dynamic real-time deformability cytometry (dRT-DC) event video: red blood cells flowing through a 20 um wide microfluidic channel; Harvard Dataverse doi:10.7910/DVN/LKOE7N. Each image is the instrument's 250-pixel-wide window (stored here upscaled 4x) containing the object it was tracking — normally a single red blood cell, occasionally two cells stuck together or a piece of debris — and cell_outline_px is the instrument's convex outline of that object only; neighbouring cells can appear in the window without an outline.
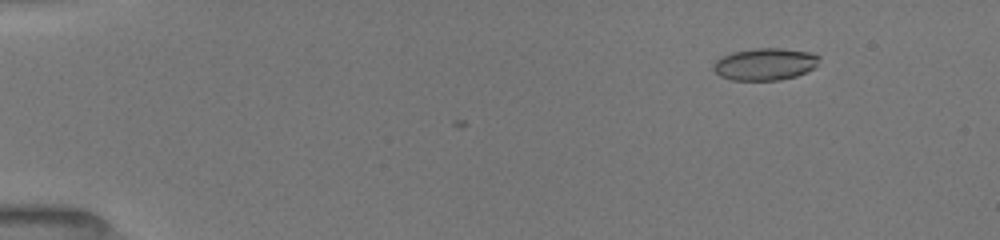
{"species": "common noctule bat (a hibernating species)", "species_latin": "Nyctalus noctula", "temperature_condition": "room temperature", "stored_images_in_passage": 11, "camera_frame_rate_fps": 3000, "um_per_image_px": 0.085, "animal": {"sex": "female", "body_mass_g": 19.5, "forearm_length_mm": 54.1}, "frame": {"image": 1, "passage_image": 1, "time_ms": 0.0, "image_size_px": [1000, 240], "cell_outline_px": [[820, 60], [812, 68], [796, 76], [780, 80], [732, 80], [720, 76], [712, 68], [712, 64], [720, 56], [732, 52], [752, 48], [780, 48], [812, 52], [820, 56]], "centroid_in_image_um": [64.99, 5.44], "position_along_channel_um": 20.0, "area_um2": 19.94}}
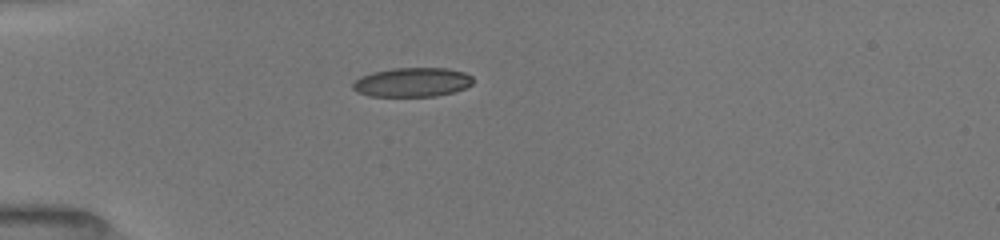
{"frame": {"image": 2, "passage_image": 8, "time_ms": 3.0, "image_size_px": [1000, 240], "cell_outline_px": [[472, 84], [464, 88], [452, 92], [436, 96], [368, 96], [356, 92], [352, 88], [352, 84], [360, 76], [372, 72], [392, 68], [448, 68], [464, 72], [472, 76]], "centroid_in_image_um": [35.01, 6.98], "position_along_channel_um": 50.0, "area_um2": 20.52}}
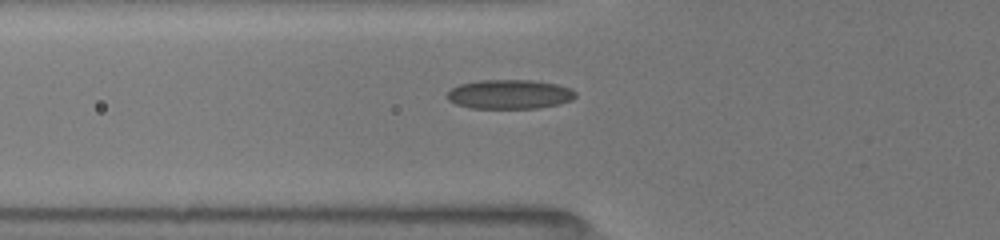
{"frame": {"image": 3, "passage_image": 10, "time_ms": 4.333, "image_size_px": [1000, 240], "cell_outline_px": [[576, 96], [572, 100], [560, 104], [540, 108], [468, 108], [456, 104], [448, 100], [444, 96], [452, 88], [460, 84], [480, 80], [532, 80], [556, 84], [572, 88], [576, 92]], "centroid_in_image_um": [43.32, 8.02], "position_along_channel_um": 82.5, "area_um2": 22.14}}